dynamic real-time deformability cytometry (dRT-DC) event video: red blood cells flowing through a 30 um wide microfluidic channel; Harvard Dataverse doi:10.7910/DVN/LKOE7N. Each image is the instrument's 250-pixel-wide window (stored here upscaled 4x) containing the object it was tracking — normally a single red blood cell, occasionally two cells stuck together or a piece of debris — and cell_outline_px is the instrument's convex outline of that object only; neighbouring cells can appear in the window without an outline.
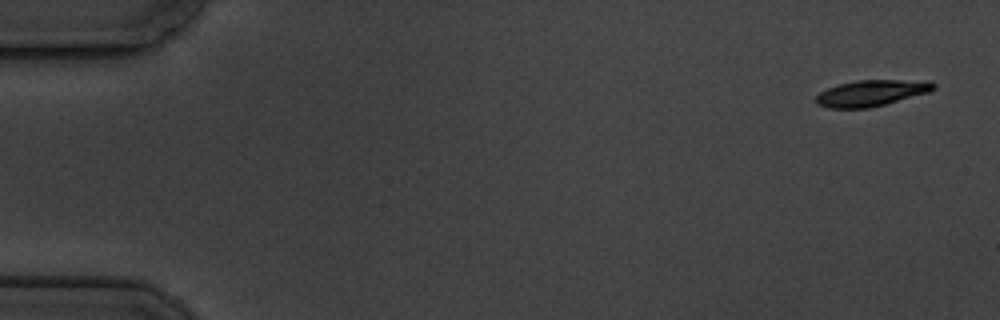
{"species": "common noctule bat (a hibernating species)", "species_latin": "Nyctalus noctula", "temperature_condition": "cold", "stored_images_in_passage": 6, "camera_frame_rate_fps": 3000, "um_per_image_px": 0.085, "animal": {"sex": "male", "body_mass_g": 19.5, "forearm_length_mm": 54.6}, "frame": {"image": 1, "passage_image": 1, "time_ms": 0.0, "image_size_px": [1000, 320], "cell_outline_px": [[936, 88], [928, 92], [884, 104], [868, 108], [828, 108], [816, 104], [816, 96], [820, 92], [828, 88], [840, 84], [856, 80], [928, 80], [936, 84]], "centroid_in_image_um": [74.07, 7.9], "position_along_channel_um": 10.9, "area_um2": 17.8}}
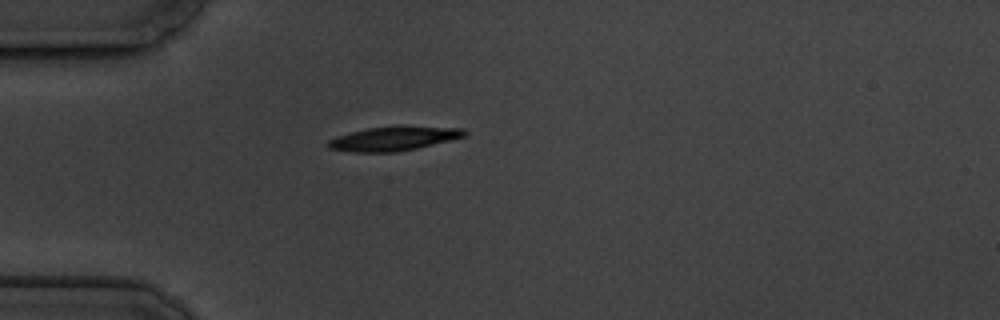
{"frame": {"image": 2, "passage_image": 5, "time_ms": 4.667, "image_size_px": [1000, 320], "cell_outline_px": [[468, 132], [464, 136], [416, 148], [396, 152], [352, 152], [328, 148], [328, 140], [336, 136], [368, 128], [396, 124], [404, 124], [464, 128]], "centroid_in_image_um": [33.49, 11.74], "position_along_channel_um": 51.5, "area_um2": 19.59}}